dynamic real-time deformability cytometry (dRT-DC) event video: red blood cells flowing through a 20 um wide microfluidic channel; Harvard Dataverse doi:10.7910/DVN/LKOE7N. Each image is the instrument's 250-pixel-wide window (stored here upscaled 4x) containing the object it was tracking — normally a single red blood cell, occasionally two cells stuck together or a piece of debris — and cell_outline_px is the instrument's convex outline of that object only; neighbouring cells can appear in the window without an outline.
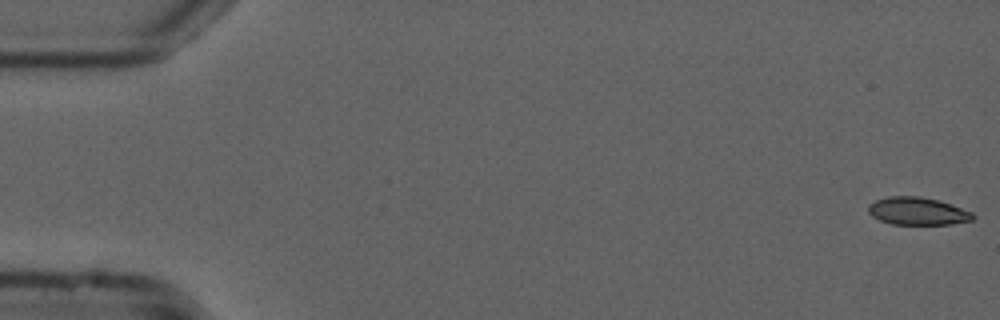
{"species": "common noctule bat (a hibernating species)", "species_latin": "Nyctalus noctula", "temperature_condition": "cold", "stored_images_in_passage": 54, "camera_frame_rate_fps": 3000, "um_per_image_px": 0.085, "animal": {"sex": "male", "forearm_length_mm": 52.5}, "frame": {"image": 1, "passage_image": 1, "time_ms": 0.0, "image_size_px": [1000, 320], "cell_outline_px": [[976, 216], [972, 220], [952, 224], [892, 224], [880, 220], [872, 216], [868, 212], [868, 204], [876, 200], [888, 196], [920, 196], [940, 200], [952, 204], [972, 212]], "centroid_in_image_um": [78.0, 17.94], "position_along_channel_um": 7.0, "area_um2": 16.99}}
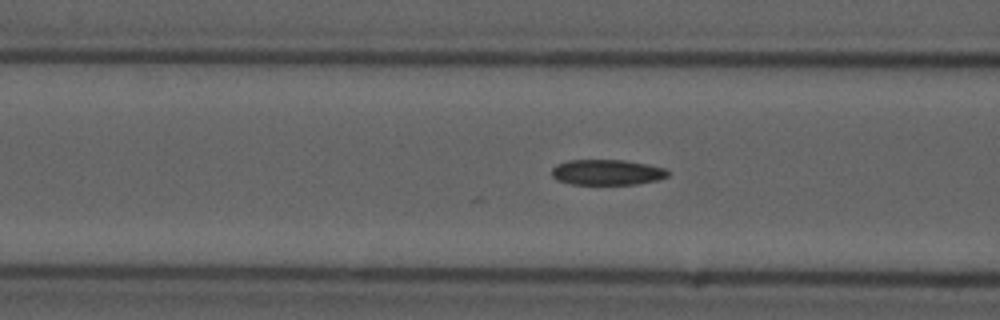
{"frame": {"image": 2, "passage_image": 21, "time_ms": 6.667, "image_size_px": [1000, 320], "cell_outline_px": [[668, 176], [660, 180], [636, 184], [572, 184], [556, 180], [552, 176], [552, 168], [556, 164], [568, 160], [624, 160], [648, 164], [664, 168], [668, 172]], "centroid_in_image_um": [51.59, 14.64], "position_along_channel_um": 115.0, "area_um2": 17.34}}
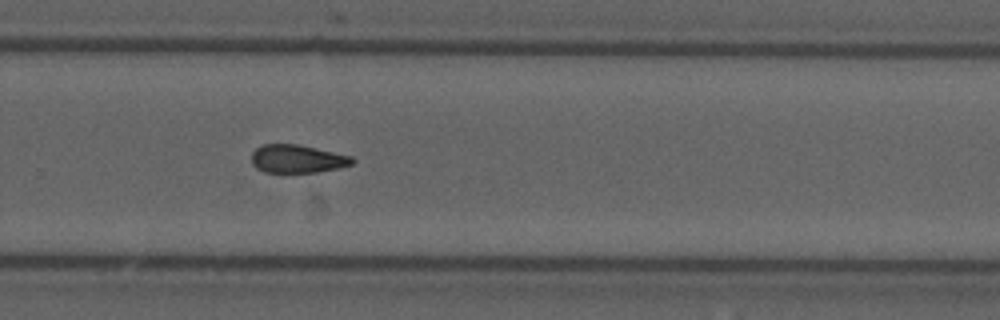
{"frame": {"image": 3, "passage_image": 36, "time_ms": 11.667, "image_size_px": [1000, 320], "cell_outline_px": [[356, 160], [352, 164], [340, 168], [316, 172], [264, 172], [256, 168], [252, 164], [252, 152], [256, 148], [264, 144], [296, 144], [352, 156]], "centroid_in_image_um": [25.27, 13.5], "position_along_channel_um": 304.5, "area_um2": 16.47}, "authors_computed_cell_mechanics": {"area_um2": 17.34, "velocity_mm_per_s": 3.8019, "shape_relaxation_time_tau1_ms": 9.745, "shape_relaxation_time_tau2_ms": 3.5431, "deformation_change_tau1": 0.1862, "deformation_change_tau2": 0.1135}}